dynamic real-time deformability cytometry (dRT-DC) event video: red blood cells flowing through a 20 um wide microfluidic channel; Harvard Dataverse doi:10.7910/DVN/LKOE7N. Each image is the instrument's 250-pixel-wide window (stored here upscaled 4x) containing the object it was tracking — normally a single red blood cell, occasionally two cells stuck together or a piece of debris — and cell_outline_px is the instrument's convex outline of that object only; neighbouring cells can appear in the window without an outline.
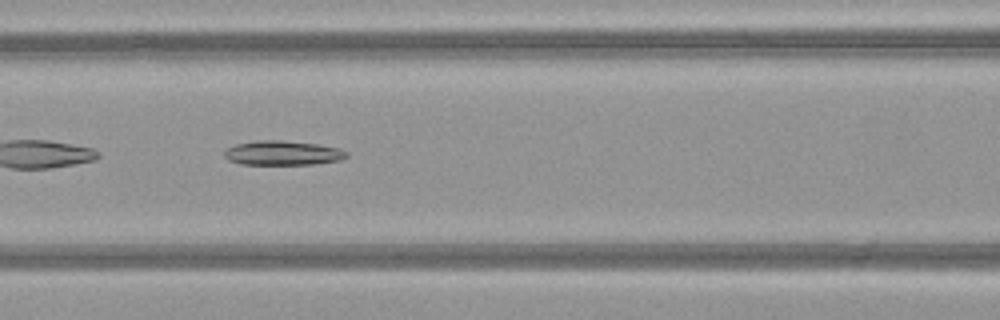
{"species": "common noctule bat (a hibernating species)", "species_latin": "Nyctalus noctula", "temperature_condition": "warm", "stored_images_in_passage": 48, "camera_frame_rate_fps": 3000, "um_per_image_px": 0.085, "animal": {"sex": "female", "body_mass_g": 21.9}, "frame": {"image": 1, "passage_image": 21, "time_ms": 6.667, "image_size_px": [1000, 320], "cell_outline_px": [[348, 156], [340, 160], [316, 164], [240, 164], [228, 160], [224, 156], [224, 152], [228, 148], [236, 144], [256, 140], [280, 140], [316, 144], [340, 148], [348, 152]], "centroid_in_image_um": [24.04, 13.0], "position_along_channel_um": 142.6, "area_um2": 17.4}}